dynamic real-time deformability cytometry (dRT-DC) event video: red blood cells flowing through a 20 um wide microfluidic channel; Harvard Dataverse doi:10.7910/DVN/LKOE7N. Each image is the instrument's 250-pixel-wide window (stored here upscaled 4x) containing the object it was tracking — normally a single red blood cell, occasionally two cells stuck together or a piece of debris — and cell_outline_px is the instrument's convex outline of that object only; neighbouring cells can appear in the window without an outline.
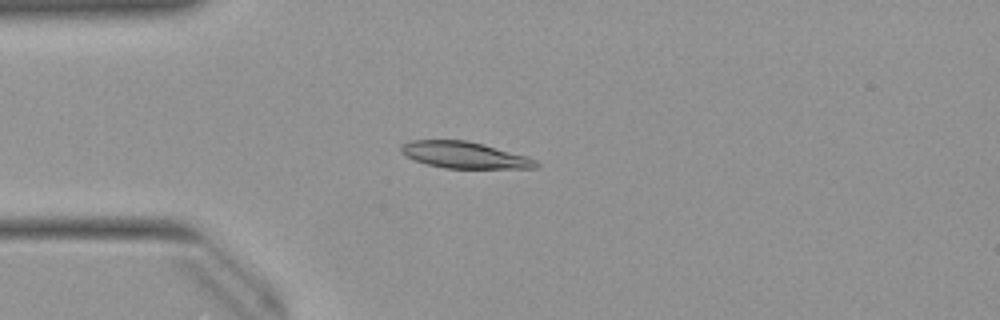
{"species": "Egyptian fruit bat (a non-hibernating species)", "species_latin": "Rousettus aegyptiacus", "temperature_condition": "warm", "stored_images_in_passage": 51, "camera_frame_rate_fps": 3000, "um_per_image_px": 0.085, "animal": {"sex": "female"}, "frame": {"image": 1, "passage_image": 13, "time_ms": 4.0, "image_size_px": [1000, 320], "cell_outline_px": [[540, 164], [536, 168], [444, 168], [428, 164], [404, 156], [400, 152], [400, 144], [412, 140], [464, 140], [484, 144], [528, 156], [536, 160]], "centroid_in_image_um": [39.47, 13.17], "position_along_channel_um": 45.5, "area_um2": 20.92}}
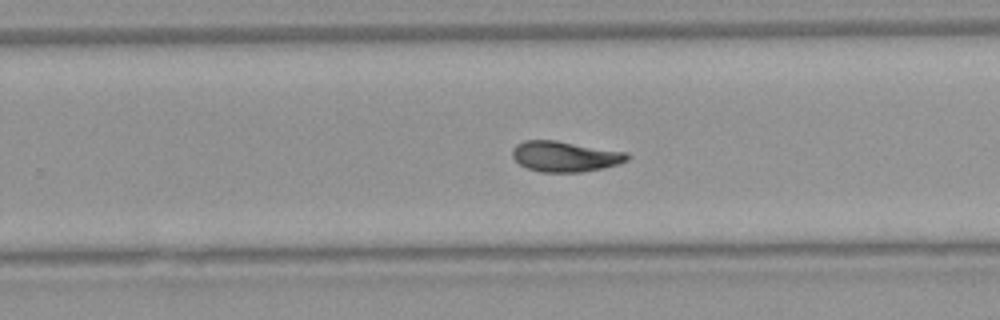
{"frame": {"image": 2, "passage_image": 32, "time_ms": 10.333, "image_size_px": [1000, 320], "cell_outline_px": [[632, 156], [628, 160], [620, 164], [604, 168], [580, 172], [540, 172], [528, 168], [520, 164], [512, 156], [512, 148], [516, 144], [524, 140], [556, 140], [628, 152]], "centroid_in_image_um": [48.07, 13.29], "position_along_channel_um": 281.7, "area_um2": 20.69}}
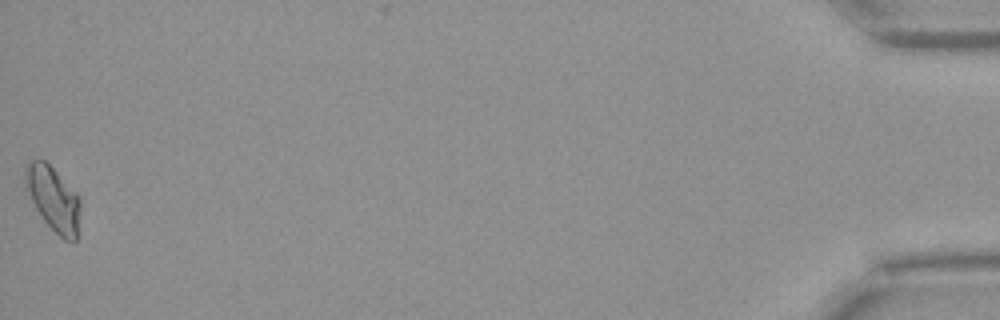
{"frame": {"image": 3, "passage_image": 51, "time_ms": 16.667, "image_size_px": [1000, 320], "cell_outline_px": [[80, 208], [76, 240], [72, 244], [64, 240], [44, 220], [36, 208], [32, 200], [24, 180], [24, 168], [32, 160], [44, 160], [76, 192], [80, 200]], "centroid_in_image_um": [4.54, 16.92], "position_along_channel_um": 430.7, "area_um2": 20.23}, "authors_computed_cell_mechanics": {"area_um2": 20.2878, "velocity_mm_per_s": 3.9634, "shape_relaxation_time_tau1_ms": 5.4498, "shape_relaxation_time_tau2_ms": 5.4489, "deformation_change_tau1": 0.1511, "deformation_change_tau2": 0.0872}}